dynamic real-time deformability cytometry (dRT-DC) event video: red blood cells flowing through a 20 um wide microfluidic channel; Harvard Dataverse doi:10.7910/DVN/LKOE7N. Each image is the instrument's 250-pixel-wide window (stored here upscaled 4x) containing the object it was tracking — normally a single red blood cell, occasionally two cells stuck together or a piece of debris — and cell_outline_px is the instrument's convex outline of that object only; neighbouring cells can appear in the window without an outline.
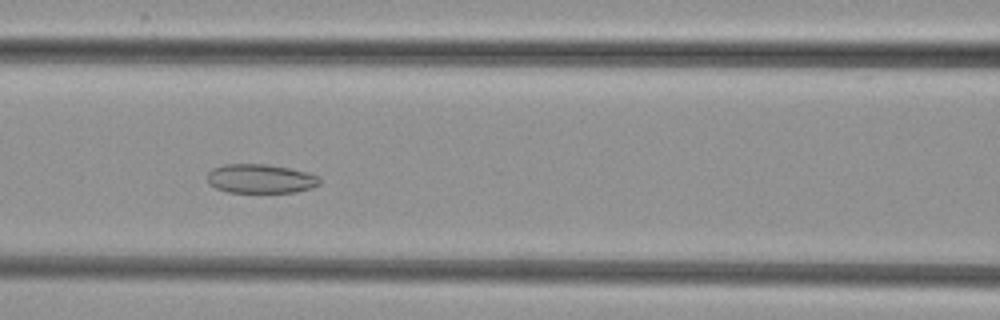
{"species": "common noctule bat (a hibernating species)", "species_latin": "Nyctalus noctula", "temperature_condition": "cold", "stored_images_in_passage": 40, "camera_frame_rate_fps": 3000, "um_per_image_px": 0.085, "animal": {"sex": "female", "body_mass_g": 29.2, "forearm_length_mm": 56.3}, "frame": {"image": 1, "passage_image": 13, "time_ms": 4.0, "image_size_px": [1000, 320], "cell_outline_px": [[320, 184], [312, 188], [296, 192], [228, 192], [216, 188], [208, 184], [208, 172], [212, 168], [224, 164], [268, 164], [288, 168], [320, 176]], "centroid_in_image_um": [22.14, 15.19], "position_along_channel_um": 144.5, "area_um2": 19.07}}
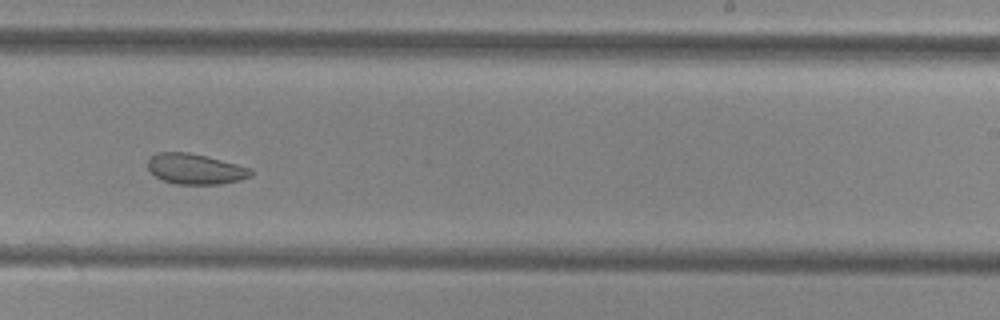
{"frame": {"image": 2, "passage_image": 23, "time_ms": 7.333, "image_size_px": [1000, 320], "cell_outline_px": [[252, 176], [240, 180], [220, 184], [176, 184], [164, 180], [156, 176], [148, 168], [148, 160], [156, 152], [188, 152], [252, 168]], "centroid_in_image_um": [16.61, 14.36], "position_along_channel_um": 272.4, "area_um2": 18.09}}
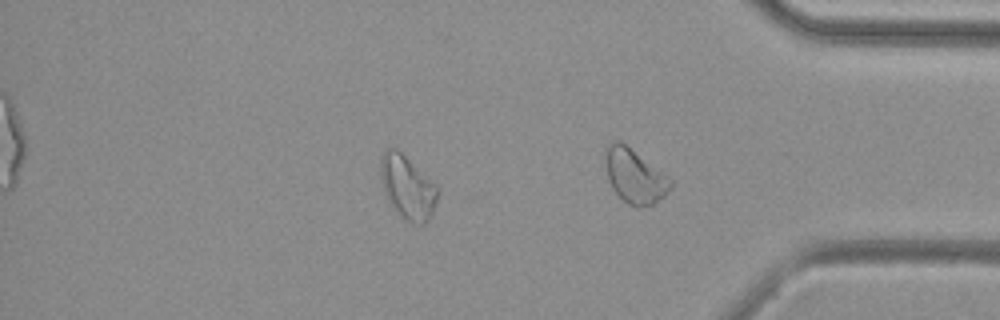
{"frame": {"image": 3, "passage_image": 32, "time_ms": 10.333, "image_size_px": [1000, 320], "cell_outline_px": [[440, 192], [432, 212], [428, 220], [424, 224], [416, 224], [404, 220], [392, 208], [384, 192], [380, 180], [380, 156], [384, 148], [396, 148], [436, 184], [440, 188]], "centroid_in_image_um": [34.62, 15.91], "position_along_channel_um": 400.6, "area_um2": 21.44}}